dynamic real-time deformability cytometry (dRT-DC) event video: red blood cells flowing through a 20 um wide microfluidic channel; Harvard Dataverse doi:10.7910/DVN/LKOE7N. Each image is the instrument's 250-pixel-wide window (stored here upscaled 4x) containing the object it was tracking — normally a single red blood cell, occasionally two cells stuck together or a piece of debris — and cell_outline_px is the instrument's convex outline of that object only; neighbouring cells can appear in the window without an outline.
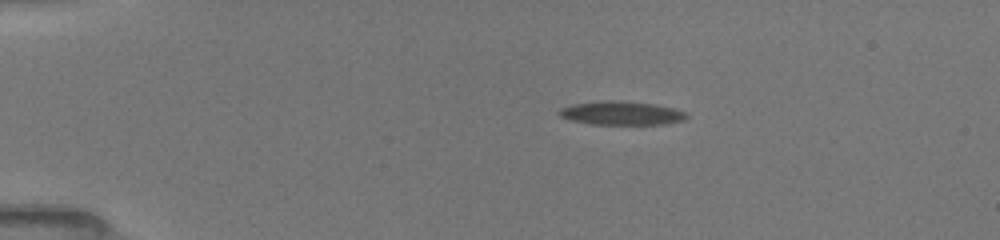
{"species": "common noctule bat (a hibernating species)", "species_latin": "Nyctalus noctula", "temperature_condition": "room temperature", "stored_images_in_passage": 13, "camera_frame_rate_fps": 3000, "um_per_image_px": 0.085, "animal": {"sex": "female", "body_mass_g": 19.5, "forearm_length_mm": 54.1}, "frame": {"image": 1, "passage_image": 10, "time_ms": 3.0, "image_size_px": [1000, 240], "cell_outline_px": [[688, 116], [684, 120], [664, 124], [596, 124], [572, 120], [560, 116], [560, 108], [572, 104], [612, 100], [652, 104], [672, 108], [684, 112]], "centroid_in_image_um": [52.83, 9.62], "position_along_channel_um": 32.2, "area_um2": 17.05}}
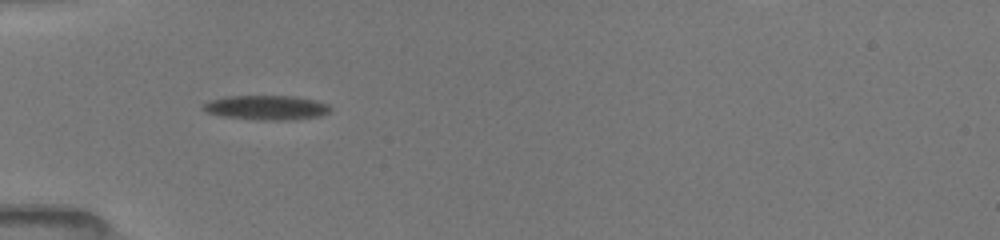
{"frame": {"image": 2, "passage_image": 12, "time_ms": 5.333, "image_size_px": [1000, 240], "cell_outline_px": [[332, 108], [328, 112], [320, 116], [292, 120], [260, 120], [220, 116], [204, 112], [200, 108], [204, 104], [212, 100], [228, 96], [296, 96], [316, 100], [328, 104]], "centroid_in_image_um": [22.65, 9.15], "position_along_channel_um": 62.4, "area_um2": 18.32}}
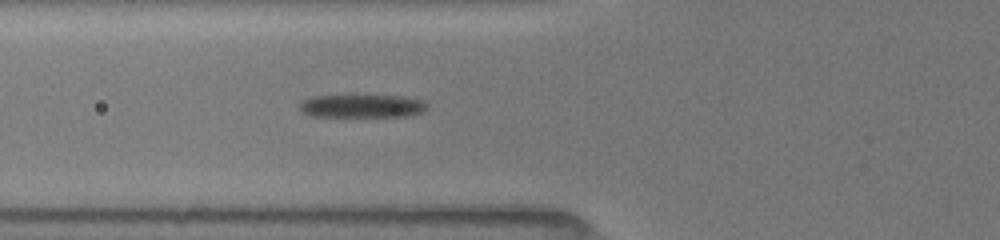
{"frame": {"image": 3, "passage_image": 13, "time_ms": 6.333, "image_size_px": [1000, 240], "cell_outline_px": [[428, 104], [420, 112], [404, 116], [312, 116], [304, 112], [300, 108], [300, 104], [304, 100], [312, 96], [400, 96], [424, 100]], "centroid_in_image_um": [30.77, 9.01], "position_along_channel_um": 95.0, "area_um2": 16.7}}